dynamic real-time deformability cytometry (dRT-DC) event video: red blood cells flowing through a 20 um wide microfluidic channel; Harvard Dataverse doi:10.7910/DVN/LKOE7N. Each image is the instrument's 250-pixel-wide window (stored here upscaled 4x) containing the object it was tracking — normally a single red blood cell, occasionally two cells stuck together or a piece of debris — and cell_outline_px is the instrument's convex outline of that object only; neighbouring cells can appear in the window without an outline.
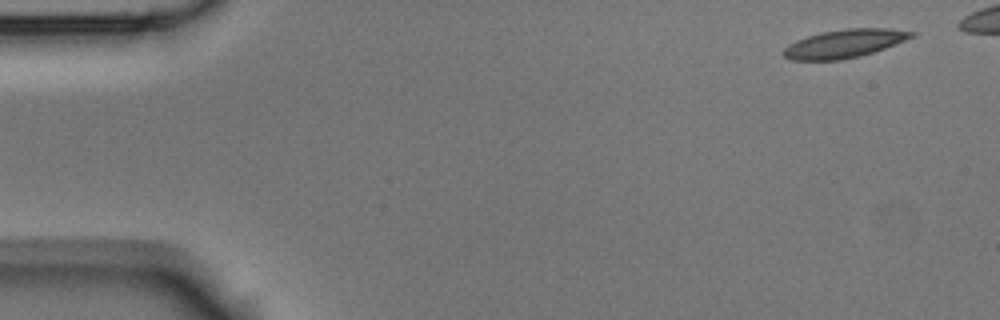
{"species": "Egyptian fruit bat (a non-hibernating species)", "species_latin": "Rousettus aegyptiacus", "temperature_condition": "room temperature", "stored_images_in_passage": 5, "camera_frame_rate_fps": 3000, "um_per_image_px": 0.085, "animal": {"sex": "male"}, "frame": {"image": 1, "passage_image": 1, "time_ms": 0.0, "image_size_px": [1000, 320], "cell_outline_px": [[916, 36], [884, 48], [860, 56], [840, 60], [792, 60], [784, 56], [784, 48], [788, 44], [796, 40], [820, 32], [844, 28], [892, 28], [916, 32]], "centroid_in_image_um": [71.79, 3.69], "position_along_channel_um": 13.2, "area_um2": 21.15}}